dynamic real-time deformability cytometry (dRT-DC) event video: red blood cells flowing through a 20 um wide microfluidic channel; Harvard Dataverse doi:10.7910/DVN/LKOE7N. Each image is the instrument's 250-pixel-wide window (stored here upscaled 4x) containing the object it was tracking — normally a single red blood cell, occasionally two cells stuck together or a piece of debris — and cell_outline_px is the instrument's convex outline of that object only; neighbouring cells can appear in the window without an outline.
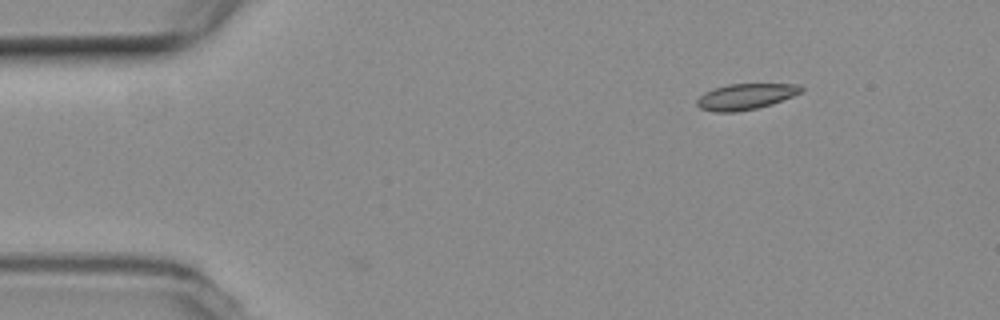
{"species": "common noctule bat (a hibernating species)", "species_latin": "Nyctalus noctula", "temperature_condition": "room temperature", "stored_images_in_passage": 48, "camera_frame_rate_fps": 3000, "um_per_image_px": 0.085, "animal": {"sex": "female", "body_mass_g": 19.3, "forearm_length_mm": 54.1}, "frame": {"image": 1, "passage_image": 1, "time_ms": 0.0, "image_size_px": [1000, 320], "cell_outline_px": [[804, 92], [772, 104], [756, 108], [736, 112], [716, 112], [700, 108], [696, 104], [696, 100], [704, 92], [728, 84], [800, 84], [804, 88]], "centroid_in_image_um": [63.41, 8.2], "position_along_channel_um": 21.6, "area_um2": 15.78}}
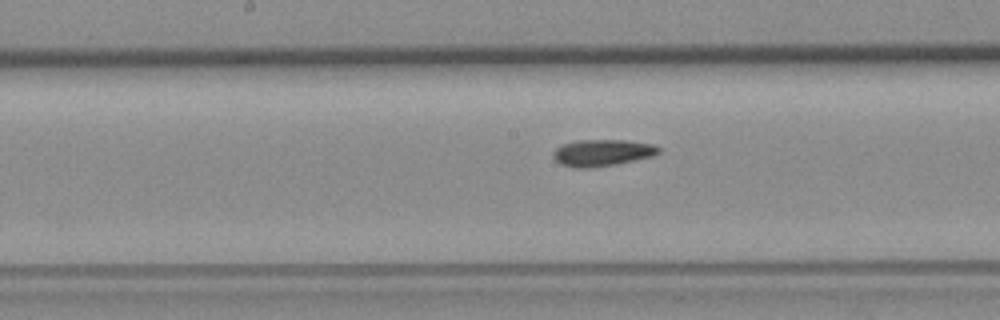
{"frame": {"image": 2, "passage_image": 21, "time_ms": 6.667, "image_size_px": [1000, 320], "cell_outline_px": [[660, 152], [652, 156], [616, 164], [588, 168], [572, 168], [560, 164], [552, 156], [552, 152], [560, 144], [576, 140], [624, 140], [652, 144], [660, 148]], "centroid_in_image_um": [51.13, 12.98], "position_along_channel_um": 197.1, "area_um2": 16.47}}
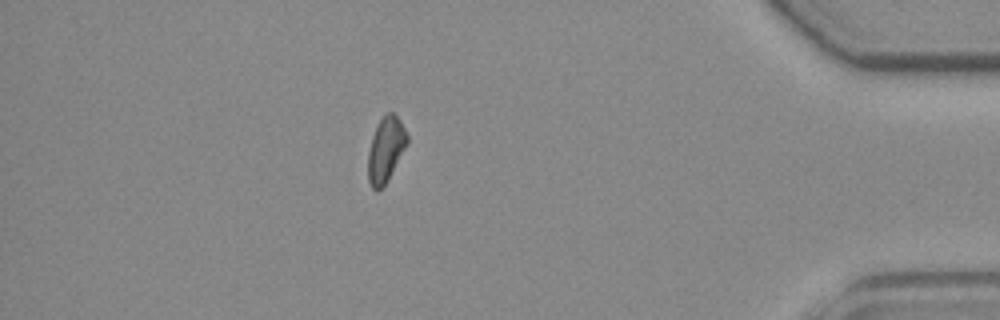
{"frame": {"image": 3, "passage_image": 41, "time_ms": 13.333, "image_size_px": [1000, 320], "cell_outline_px": [[408, 140], [388, 180], [376, 192], [372, 188], [368, 180], [368, 152], [372, 136], [380, 120], [388, 112], [392, 112], [400, 120], [408, 136]], "centroid_in_image_um": [32.77, 12.72], "position_along_channel_um": 402.4, "area_um2": 14.45}, "authors_computed_cell_mechanics": {"area_um2": 15.6349, "velocity_mm_per_s": 3.8033, "shape_relaxation_time_tau1_ms": null, "shape_relaxation_time_tau2_ms": 8.1349, "deformation_change_tau1": null, "deformation_change_tau2": 0.1535}}